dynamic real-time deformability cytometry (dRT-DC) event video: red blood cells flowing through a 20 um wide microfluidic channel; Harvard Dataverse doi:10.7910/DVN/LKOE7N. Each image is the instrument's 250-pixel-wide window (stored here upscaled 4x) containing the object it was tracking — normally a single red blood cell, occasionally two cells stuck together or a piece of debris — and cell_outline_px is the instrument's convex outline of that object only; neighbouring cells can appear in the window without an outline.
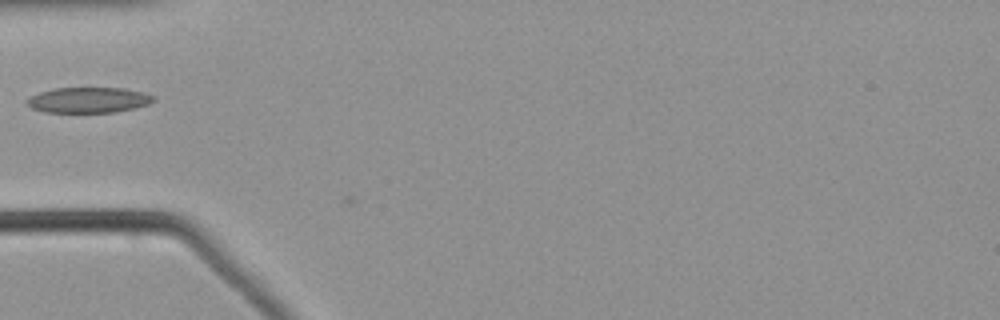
{"species": "common noctule bat (a hibernating species)", "species_latin": "Nyctalus noctula", "temperature_condition": "warm", "stored_images_in_passage": 6, "camera_frame_rate_fps": 3000, "um_per_image_px": 0.085, "animal": {"sex": "male", "body_mass_g": 21.5, "forearm_length_mm": 52.0}, "frame": {"image": 1, "passage_image": 5, "time_ms": 1.333, "image_size_px": [1000, 320], "cell_outline_px": [[156, 100], [148, 104], [136, 108], [116, 112], [44, 112], [32, 108], [24, 104], [24, 100], [28, 96], [52, 88], [124, 88], [144, 92], [156, 96]], "centroid_in_image_um": [7.5, 8.5], "position_along_channel_um": 77.5, "area_um2": 19.19}}